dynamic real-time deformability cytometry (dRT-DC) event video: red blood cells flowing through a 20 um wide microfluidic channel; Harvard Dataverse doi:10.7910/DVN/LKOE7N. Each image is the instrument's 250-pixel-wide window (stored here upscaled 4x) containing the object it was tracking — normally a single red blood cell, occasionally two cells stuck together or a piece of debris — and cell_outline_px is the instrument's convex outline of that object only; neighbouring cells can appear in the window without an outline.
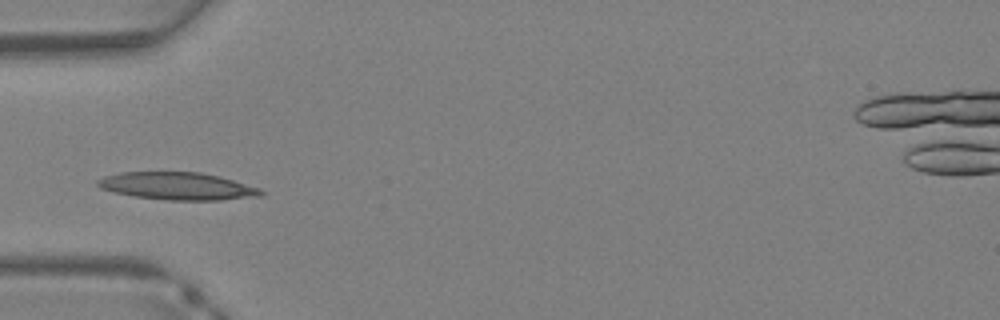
{"species": "Egyptian fruit bat (a non-hibernating species)", "species_latin": "Rousettus aegyptiacus", "temperature_condition": "warm", "stored_images_in_passage": 26, "camera_frame_rate_fps": 3000, "um_per_image_px": 0.085, "animal": {"sex": "female"}, "frame": {"image": 1, "passage_image": 1, "time_ms": 0.0, "image_size_px": [1000, 320], "cell_outline_px": [[264, 196], [220, 200], [168, 200], [132, 196], [112, 192], [100, 188], [96, 184], [96, 180], [104, 176], [120, 172], [200, 172], [220, 176], [260, 188], [264, 192]], "centroid_in_image_um": [15.08, 15.82], "position_along_channel_um": 69.9, "area_um2": 26.41}}
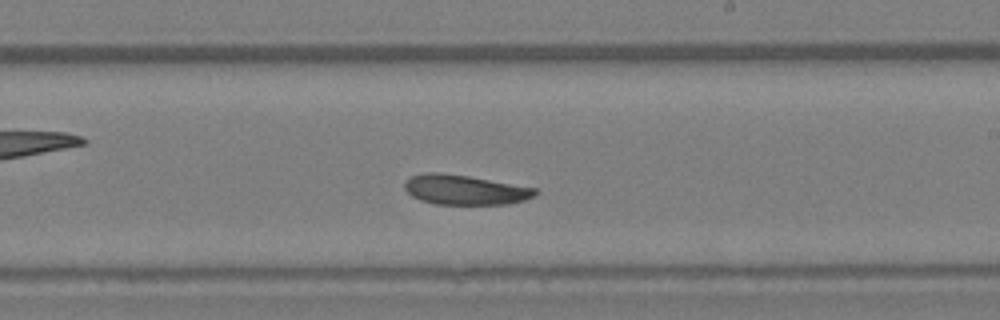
{"frame": {"image": 2, "passage_image": 11, "time_ms": 3.333, "image_size_px": [1000, 320], "cell_outline_px": [[540, 192], [536, 196], [524, 200], [508, 204], [436, 204], [420, 200], [412, 196], [404, 188], [404, 184], [412, 176], [424, 172], [440, 172], [468, 176], [536, 188]], "centroid_in_image_um": [39.54, 16.13], "position_along_channel_um": 249.5, "area_um2": 22.66}}
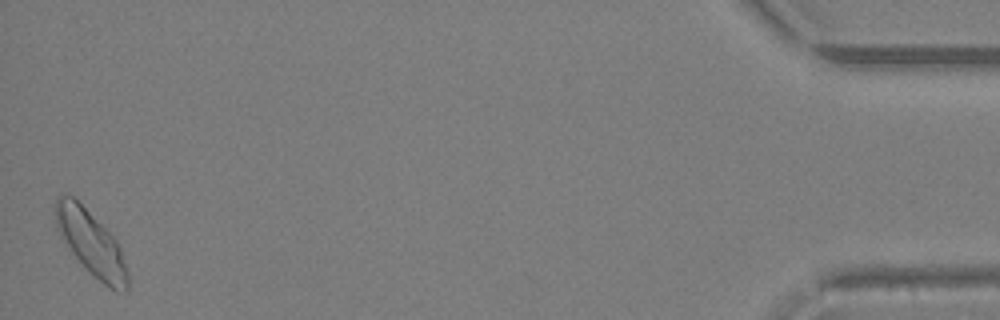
{"frame": {"image": 3, "passage_image": 26, "time_ms": 8.333, "image_size_px": [1000, 320], "cell_outline_px": [[128, 292], [116, 292], [104, 284], [72, 252], [60, 236], [56, 228], [56, 200], [60, 196], [72, 196], [116, 240], [120, 248], [128, 272]], "centroid_in_image_um": [7.78, 20.71], "position_along_channel_um": 427.4, "area_um2": 26.01}}